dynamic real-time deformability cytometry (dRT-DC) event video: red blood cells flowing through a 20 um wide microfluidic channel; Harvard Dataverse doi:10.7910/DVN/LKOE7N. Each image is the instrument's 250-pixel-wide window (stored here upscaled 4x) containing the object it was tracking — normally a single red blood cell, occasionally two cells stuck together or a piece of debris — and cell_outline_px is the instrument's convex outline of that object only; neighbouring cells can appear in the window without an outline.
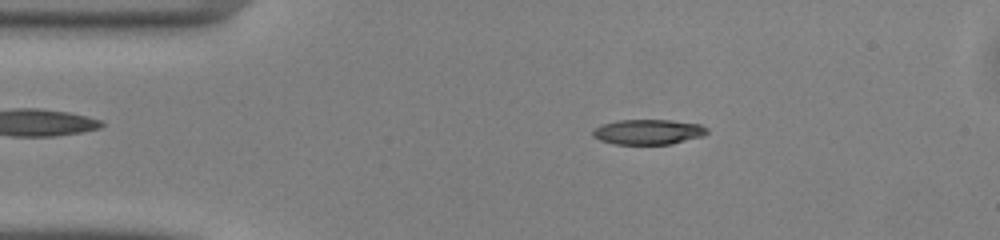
{"species": "common noctule bat (a hibernating species)", "species_latin": "Nyctalus noctula", "temperature_condition": "warm", "stored_images_in_passage": 44, "camera_frame_rate_fps": 3000, "um_per_image_px": 0.085, "animal": {"sex": "male", "body_mass_g": 13.0, "forearm_length_mm": 53.1}, "frame": {"image": 1, "passage_image": 4, "time_ms": 1.0, "image_size_px": [1000, 240], "cell_outline_px": [[708, 132], [704, 136], [672, 144], [616, 144], [600, 140], [592, 136], [592, 128], [600, 124], [616, 120], [672, 120], [700, 124], [708, 128]], "centroid_in_image_um": [55.08, 11.2], "position_along_channel_um": 29.9, "area_um2": 16.99}}
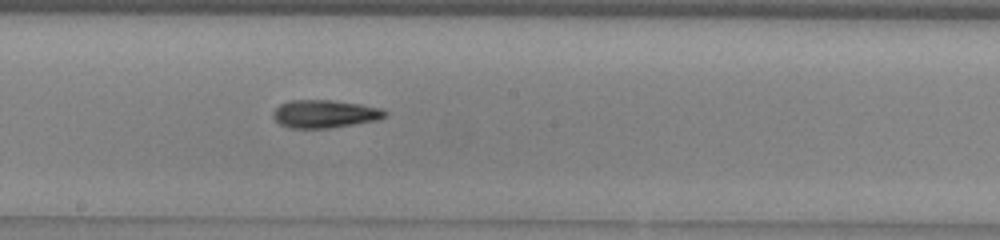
{"frame": {"image": 2, "passage_image": 21, "time_ms": 6.667, "image_size_px": [1000, 240], "cell_outline_px": [[388, 116], [376, 120], [328, 128], [292, 128], [280, 124], [272, 116], [272, 112], [280, 104], [288, 100], [332, 100], [360, 104], [384, 108], [388, 112]], "centroid_in_image_um": [27.62, 9.67], "position_along_channel_um": 220.6, "area_um2": 18.26}}
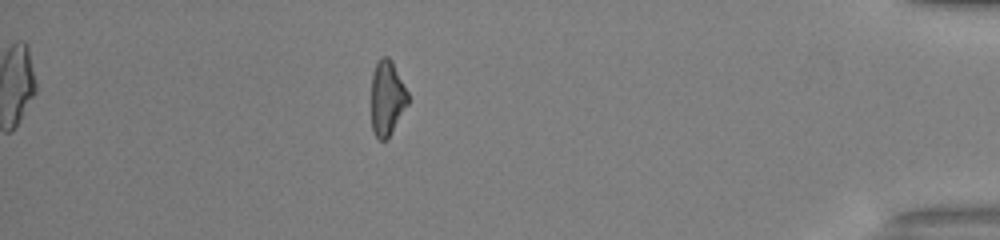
{"frame": {"image": 3, "passage_image": 38, "time_ms": 12.333, "image_size_px": [1000, 240], "cell_outline_px": [[408, 104], [388, 136], [384, 140], [380, 140], [376, 136], [372, 128], [372, 72], [380, 56], [388, 56], [392, 60], [408, 92]], "centroid_in_image_um": [32.9, 8.27], "position_along_channel_um": 402.3, "area_um2": 15.78}, "authors_computed_cell_mechanics": {"area_um2": 17.3111, "velocity_mm_per_s": 4.1283, "shape_relaxation_time_tau1_ms": 3.7823, "shape_relaxation_time_tau2_ms": 5.3679, "deformation_change_tau1": 0.1417, "deformation_change_tau2": 0.1696}}